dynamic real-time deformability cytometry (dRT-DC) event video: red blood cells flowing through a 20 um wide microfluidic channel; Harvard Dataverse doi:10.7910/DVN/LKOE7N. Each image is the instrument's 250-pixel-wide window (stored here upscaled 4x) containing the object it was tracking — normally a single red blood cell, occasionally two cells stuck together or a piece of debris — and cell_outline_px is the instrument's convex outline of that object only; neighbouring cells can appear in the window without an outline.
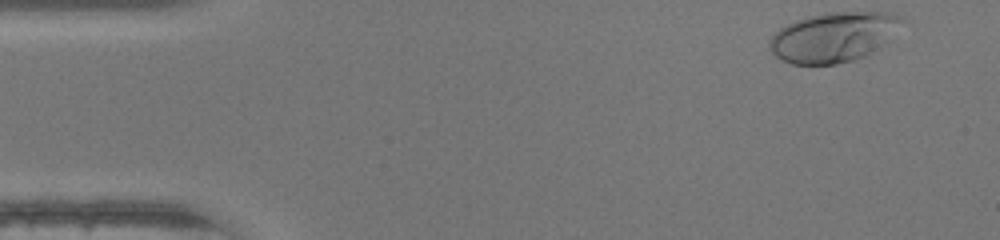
{"species": "human", "species_latin": "Homo sapiens", "temperature_condition": "warm", "stored_images_in_passage": 36, "camera_frame_rate_fps": 3000, "um_per_image_px": 0.085, "donor": {"sex": "female"}, "frame": {"image": 1, "passage_image": 1, "time_ms": 0.0, "image_size_px": [1000, 240], "cell_outline_px": [[908, 20], [872, 52], [864, 56], [852, 60], [836, 64], [792, 64], [776, 56], [768, 48], [768, 40], [784, 24], [796, 20], [828, 12], [892, 12], [904, 16]], "centroid_in_image_um": [70.86, 3.13], "position_along_channel_um": 14.1, "area_um2": 38.38}}
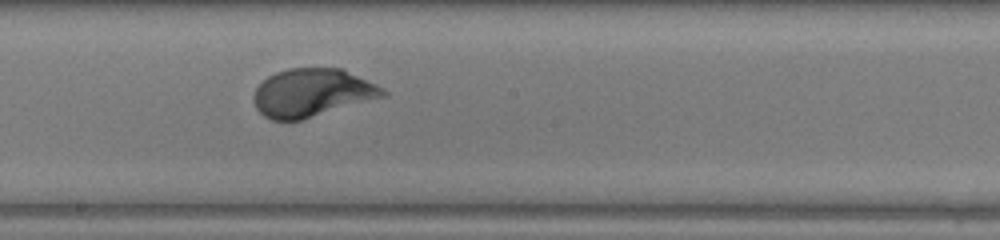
{"frame": {"image": 2, "passage_image": 23, "time_ms": 7.333, "image_size_px": [1000, 240], "cell_outline_px": [[388, 96], [300, 120], [272, 120], [264, 116], [256, 108], [252, 100], [252, 96], [256, 88], [268, 76], [276, 72], [288, 68], [344, 68], [376, 84], [388, 92]], "centroid_in_image_um": [26.54, 7.88], "position_along_channel_um": 221.7, "area_um2": 36.41}}
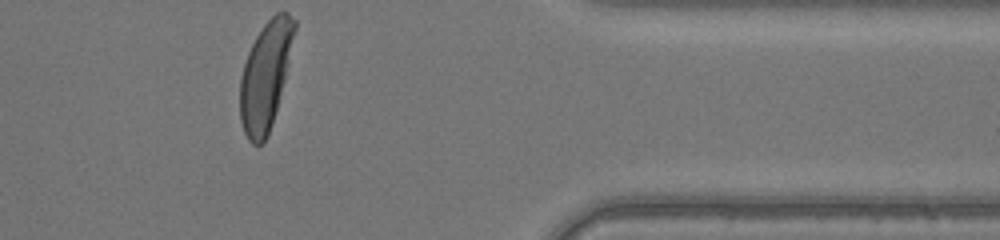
{"frame": {"image": 3, "passage_image": 36, "time_ms": 11.667, "image_size_px": [1000, 240], "cell_outline_px": [[296, 28], [288, 64], [284, 80], [276, 108], [268, 132], [264, 140], [260, 144], [252, 144], [248, 140], [244, 132], [240, 120], [240, 80], [244, 64], [248, 52], [256, 36], [264, 24], [276, 12], [288, 12], [296, 20]], "centroid_in_image_um": [22.56, 6.39], "position_along_channel_um": 388.8, "area_um2": 33.58}, "authors_computed_cell_mechanics": {"area_um2": 36.1828, "velocity_mm_per_s": 4.3982, "shape_relaxation_time_tau1_ms": 2.4837, "shape_relaxation_time_tau2_ms": null, "deformation_change_tau1": 0.1806, "deformation_change_tau2": null}}